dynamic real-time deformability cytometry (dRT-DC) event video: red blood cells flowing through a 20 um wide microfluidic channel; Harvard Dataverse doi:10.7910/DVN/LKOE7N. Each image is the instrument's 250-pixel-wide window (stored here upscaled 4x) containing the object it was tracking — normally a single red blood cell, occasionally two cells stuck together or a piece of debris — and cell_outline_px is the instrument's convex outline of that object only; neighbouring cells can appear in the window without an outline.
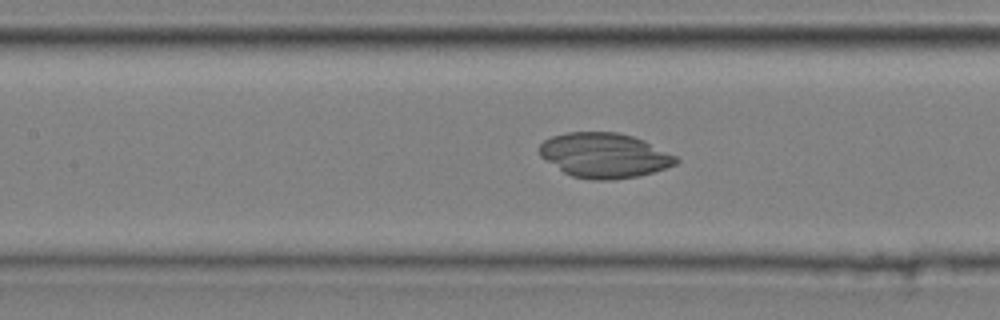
{"species": "common noctule bat (a hibernating species)", "species_latin": "Nyctalus noctula", "temperature_condition": "cold", "stored_images_in_passage": 50, "camera_frame_rate_fps": 3000, "um_per_image_px": 0.085, "animal": {"sex": "male", "body_mass_g": 20.4}, "frame": {"image": 1, "passage_image": 24, "time_ms": 7.667, "image_size_px": [1000, 320], "cell_outline_px": [[680, 160], [676, 164], [652, 172], [636, 176], [612, 180], [592, 180], [572, 176], [564, 172], [540, 156], [540, 144], [544, 140], [552, 136], [568, 132], [616, 132], [632, 136], [644, 140], [676, 156]], "centroid_in_image_um": [51.37, 13.2], "position_along_channel_um": 156.0, "area_um2": 35.43}}
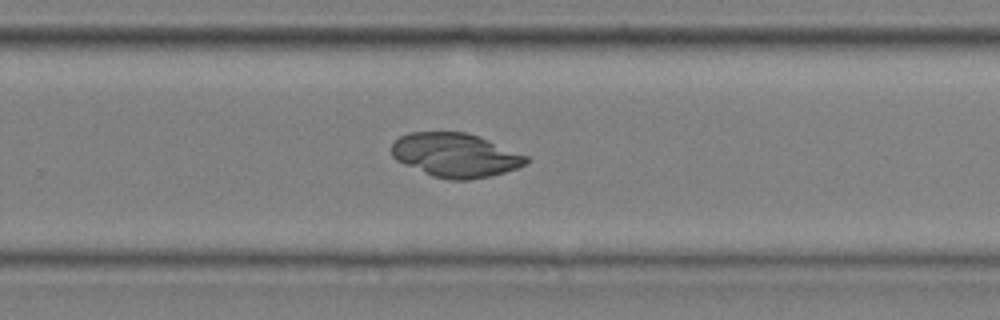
{"frame": {"image": 2, "passage_image": 35, "time_ms": 11.333, "image_size_px": [1000, 320], "cell_outline_px": [[528, 164], [504, 172], [488, 176], [468, 180], [448, 180], [432, 176], [404, 164], [396, 160], [392, 156], [392, 144], [400, 136], [408, 132], [468, 132], [480, 136], [528, 156]], "centroid_in_image_um": [38.71, 13.18], "position_along_channel_um": 291.1, "area_um2": 34.56}}
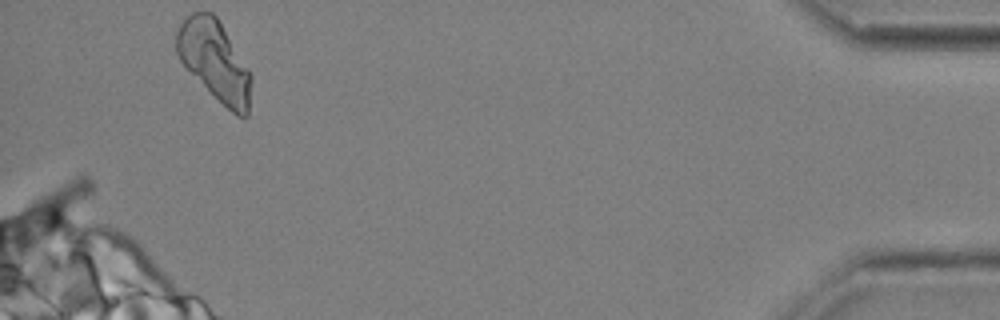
{"frame": {"image": 3, "passage_image": 50, "time_ms": 16.333, "image_size_px": [1000, 320], "cell_outline_px": [[252, 80], [248, 116], [236, 116], [180, 60], [176, 52], [176, 32], [180, 24], [192, 12], [212, 12], [216, 16], [248, 68], [252, 76]], "centroid_in_image_um": [18.27, 5.14], "position_along_channel_um": 416.9, "area_um2": 33.81}}